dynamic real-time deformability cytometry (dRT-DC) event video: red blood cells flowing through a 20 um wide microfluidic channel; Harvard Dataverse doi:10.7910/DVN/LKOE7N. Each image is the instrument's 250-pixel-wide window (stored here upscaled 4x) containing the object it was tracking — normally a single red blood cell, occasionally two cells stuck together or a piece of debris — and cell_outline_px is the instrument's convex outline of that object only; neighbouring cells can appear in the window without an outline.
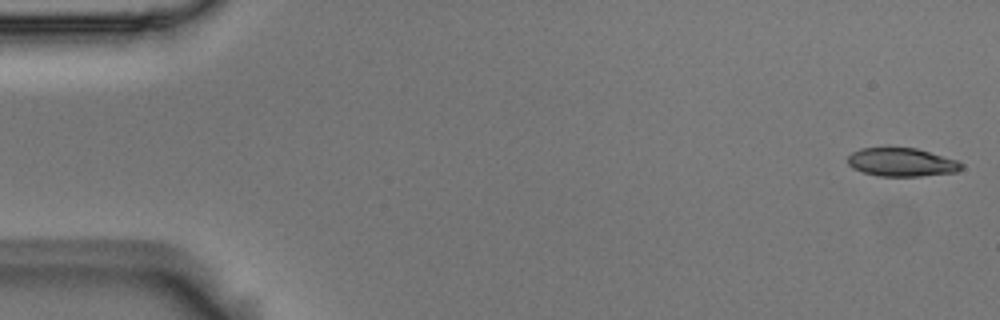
{"species": "Egyptian fruit bat (a non-hibernating species)", "species_latin": "Rousettus aegyptiacus", "temperature_condition": "room temperature", "stored_images_in_passage": 49, "camera_frame_rate_fps": 3000, "um_per_image_px": 0.085, "animal": {"sex": "male"}, "frame": {"image": 1, "passage_image": 1, "time_ms": 0.0, "image_size_px": [1000, 320], "cell_outline_px": [[964, 168], [956, 172], [920, 176], [880, 176], [864, 172], [852, 168], [848, 164], [848, 156], [852, 152], [860, 148], [916, 148], [956, 160], [964, 164]], "centroid_in_image_um": [76.65, 13.79], "position_along_channel_um": 8.4, "area_um2": 18.73}}
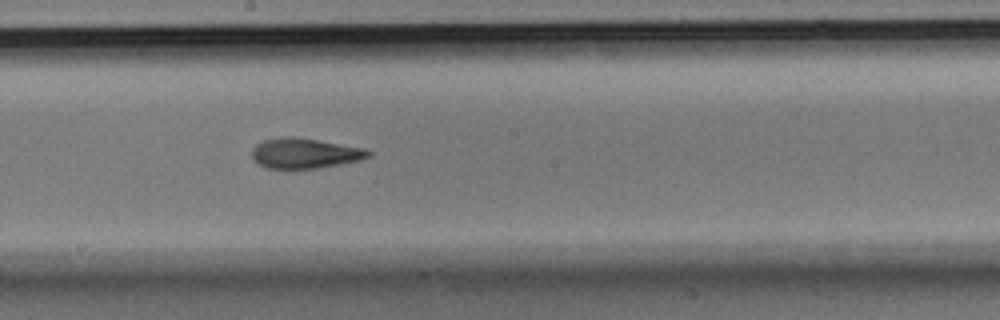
{"frame": {"image": 2, "passage_image": 29, "time_ms": 9.333, "image_size_px": [1000, 320], "cell_outline_px": [[372, 156], [360, 160], [320, 168], [268, 168], [260, 164], [252, 156], [252, 148], [256, 144], [264, 140], [284, 136], [316, 140], [368, 148], [372, 152]], "centroid_in_image_um": [25.97, 13.03], "position_along_channel_um": 222.2, "area_um2": 20.35}}
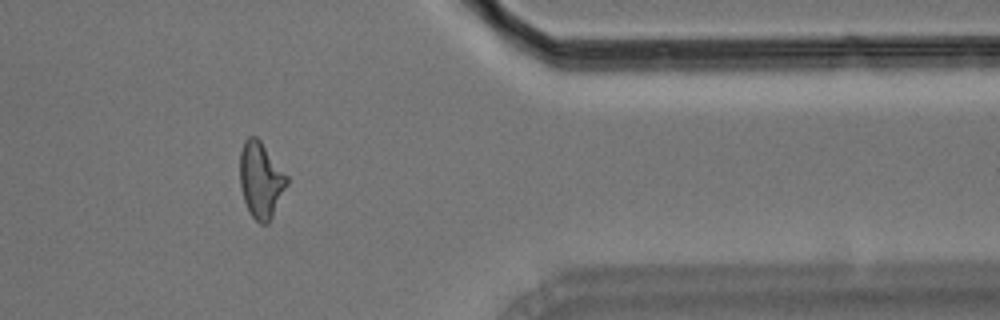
{"frame": {"image": 3, "passage_image": 44, "time_ms": 14.333, "image_size_px": [1000, 320], "cell_outline_px": [[288, 184], [268, 224], [260, 224], [248, 212], [240, 188], [240, 152], [244, 140], [248, 136], [256, 136], [260, 140], [288, 176]], "centroid_in_image_um": [22.16, 15.3], "position_along_channel_um": 389.2, "area_um2": 20.87}}